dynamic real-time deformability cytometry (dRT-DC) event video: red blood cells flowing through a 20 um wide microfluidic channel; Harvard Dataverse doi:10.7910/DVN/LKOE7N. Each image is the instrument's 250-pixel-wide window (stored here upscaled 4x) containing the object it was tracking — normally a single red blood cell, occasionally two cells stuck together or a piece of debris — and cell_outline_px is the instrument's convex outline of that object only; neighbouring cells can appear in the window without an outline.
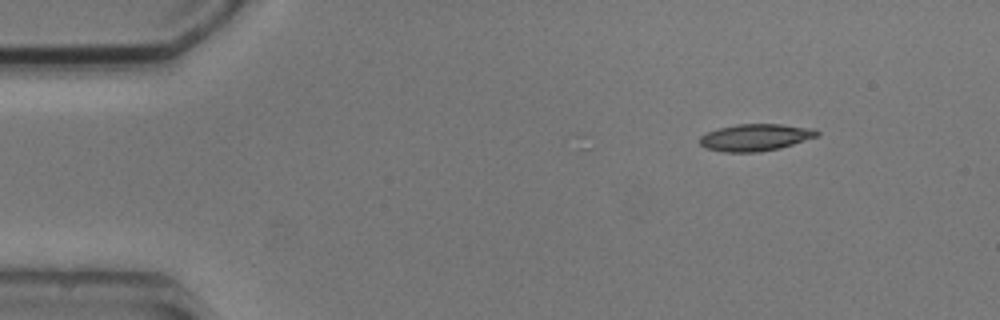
{"species": "common noctule bat (a hibernating species)", "species_latin": "Nyctalus noctula", "temperature_condition": "cold", "stored_images_in_passage": 2, "camera_frame_rate_fps": 3000, "um_per_image_px": 0.085, "animal": {"sex": "male", "body_mass_g": 20.5, "forearm_length_mm": 52.5}, "frame": {"image": 1, "passage_image": 2, "time_ms": 1.333, "image_size_px": [1000, 320], "cell_outline_px": [[820, 136], [780, 148], [760, 152], [724, 152], [704, 148], [700, 144], [700, 136], [716, 128], [736, 124], [780, 124], [816, 128], [820, 132]], "centroid_in_image_um": [64.24, 11.67], "position_along_channel_um": 20.8, "area_um2": 18.73}}